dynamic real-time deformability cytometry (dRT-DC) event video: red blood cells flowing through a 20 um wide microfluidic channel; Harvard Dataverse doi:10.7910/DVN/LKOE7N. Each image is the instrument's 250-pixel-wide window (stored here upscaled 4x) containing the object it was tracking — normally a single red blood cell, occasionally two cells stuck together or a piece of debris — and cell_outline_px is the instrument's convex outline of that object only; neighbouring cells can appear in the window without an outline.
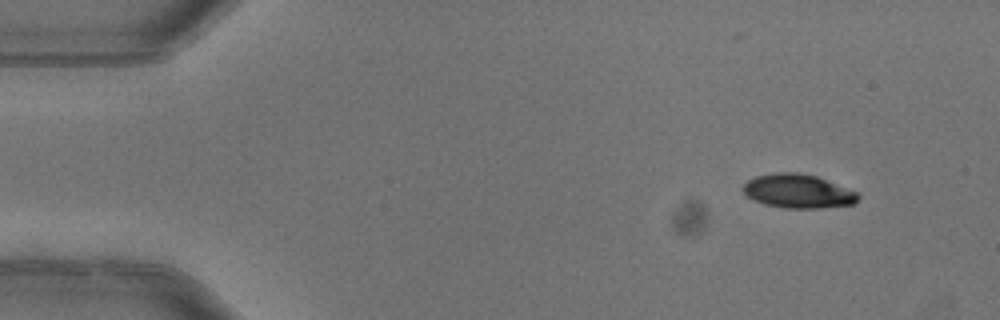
{"species": "common noctule bat (a hibernating species)", "species_latin": "Nyctalus noctula", "temperature_condition": "warm", "stored_images_in_passage": 4, "camera_frame_rate_fps": 3000, "um_per_image_px": 0.085, "animal": {"sex": "female"}, "frame": {"image": 1, "passage_image": 1, "time_ms": 0.0, "image_size_px": [1000, 320], "cell_outline_px": [[860, 200], [856, 204], [820, 208], [784, 208], [764, 204], [748, 196], [744, 192], [744, 184], [748, 180], [756, 176], [776, 172], [800, 172], [816, 176], [856, 192], [860, 196]], "centroid_in_image_um": [67.86, 16.25], "position_along_channel_um": 17.1, "area_um2": 22.6}}
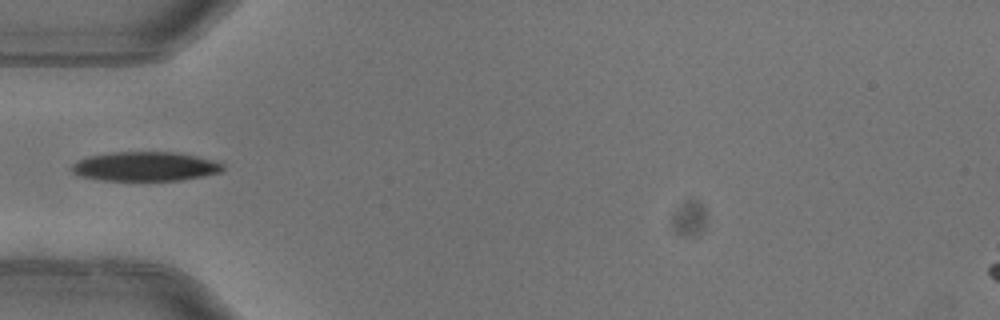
{"frame": {"image": 2, "passage_image": 4, "time_ms": 1.0, "image_size_px": [1000, 320], "cell_outline_px": [[224, 168], [220, 172], [204, 176], [180, 180], [100, 180], [80, 176], [72, 172], [72, 164], [76, 160], [88, 156], [112, 152], [180, 152], [212, 160], [224, 164]], "centroid_in_image_um": [12.33, 14.14], "position_along_channel_um": 72.7, "area_um2": 25.84}}